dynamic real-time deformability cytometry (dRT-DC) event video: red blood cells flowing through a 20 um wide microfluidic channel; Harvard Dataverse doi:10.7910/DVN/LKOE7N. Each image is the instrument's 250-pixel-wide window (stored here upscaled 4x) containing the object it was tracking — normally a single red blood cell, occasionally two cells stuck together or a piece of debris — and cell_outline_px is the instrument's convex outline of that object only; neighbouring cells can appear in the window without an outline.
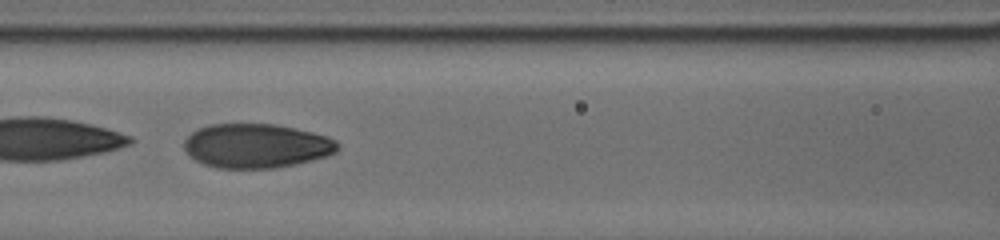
{"species": "human", "species_latin": "Homo sapiens", "temperature_condition": "cold", "stored_images_in_passage": 19, "camera_frame_rate_fps": 3000, "um_per_image_px": 0.085, "donor": {"sex": "male"}, "frame": {"image": 1, "passage_image": 16, "time_ms": 6.0, "image_size_px": [1000, 240], "cell_outline_px": [[340, 148], [336, 152], [328, 156], [296, 164], [272, 168], [216, 168], [204, 164], [196, 160], [184, 148], [184, 140], [192, 132], [200, 128], [212, 124], [276, 124], [296, 128], [328, 136], [336, 140], [340, 144]], "centroid_in_image_um": [21.84, 12.39], "position_along_channel_um": 144.8, "area_um2": 39.65}}